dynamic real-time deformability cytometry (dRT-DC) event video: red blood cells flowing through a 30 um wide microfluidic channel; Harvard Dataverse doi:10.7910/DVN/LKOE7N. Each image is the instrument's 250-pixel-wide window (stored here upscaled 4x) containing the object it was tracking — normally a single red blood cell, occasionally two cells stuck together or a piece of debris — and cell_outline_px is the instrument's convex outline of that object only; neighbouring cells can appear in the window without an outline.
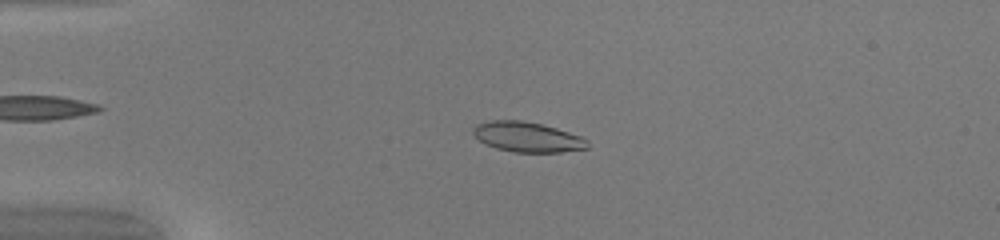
{"species": "common noctule bat (a hibernating species)", "species_latin": "Nyctalus noctula", "temperature_condition": "warm", "stored_images_in_passage": 49, "camera_frame_rate_fps": 3000, "um_per_image_px": 0.085, "animal": {"sex": "female", "body_mass_g": 20.0, "forearm_length_mm": 54.0}, "frame": {"image": 1, "passage_image": 12, "time_ms": 3.667, "image_size_px": [1000, 240], "cell_outline_px": [[588, 148], [560, 152], [512, 152], [496, 148], [480, 140], [472, 132], [472, 128], [476, 124], [492, 120], [520, 120], [540, 124], [556, 128], [580, 136], [588, 140]], "centroid_in_image_um": [44.82, 11.64], "position_along_channel_um": 40.2, "area_um2": 19.83}}
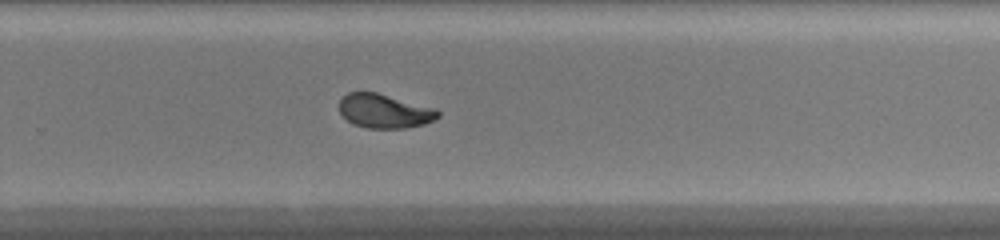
{"frame": {"image": 2, "passage_image": 33, "time_ms": 10.667, "image_size_px": [1000, 240], "cell_outline_px": [[440, 116], [424, 124], [404, 128], [368, 128], [352, 124], [340, 112], [340, 100], [348, 92], [376, 92], [436, 108], [440, 112]], "centroid_in_image_um": [32.69, 9.44], "position_along_channel_um": 297.1, "area_um2": 19.48}}
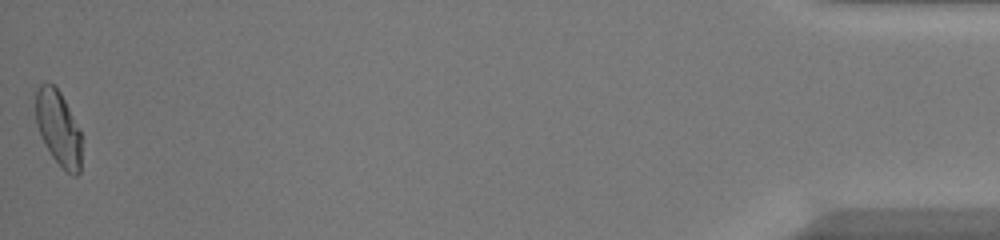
{"frame": {"image": 3, "passage_image": 49, "time_ms": 16.0, "image_size_px": [1000, 240], "cell_outline_px": [[80, 172], [76, 176], [72, 176], [52, 156], [40, 136], [36, 124], [36, 88], [40, 84], [48, 80], [60, 92], [80, 128]], "centroid_in_image_um": [4.94, 10.84], "position_along_channel_um": 430.3, "area_um2": 19.94}, "authors_computed_cell_mechanics": {"area_um2": 19.941, "velocity_mm_per_s": 4.217, "shape_relaxation_time_tau1_ms": 4.7616, "shape_relaxation_time_tau2_ms": 0.8764, "deformation_change_tau1": 0.1911, "deformation_change_tau2": 0.0485}}